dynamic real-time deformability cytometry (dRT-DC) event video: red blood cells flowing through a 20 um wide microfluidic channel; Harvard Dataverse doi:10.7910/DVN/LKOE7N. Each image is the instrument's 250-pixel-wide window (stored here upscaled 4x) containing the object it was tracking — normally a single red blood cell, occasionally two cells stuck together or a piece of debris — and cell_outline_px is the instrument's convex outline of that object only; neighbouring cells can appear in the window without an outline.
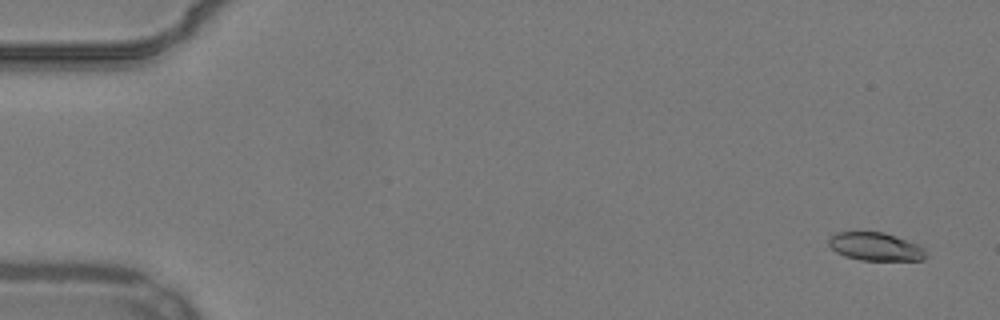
{"species": "common noctule bat (a hibernating species)", "species_latin": "Nyctalus noctula", "temperature_condition": "warm", "stored_images_in_passage": 55, "camera_frame_rate_fps": 3000, "um_per_image_px": 0.085, "animal": {"sex": "male", "body_mass_g": 19.2, "forearm_length_mm": 51.8}, "frame": {"image": 1, "passage_image": 3, "time_ms": 0.667, "image_size_px": [1000, 320], "cell_outline_px": [[924, 260], [860, 260], [844, 256], [836, 252], [828, 244], [828, 240], [836, 232], [884, 232], [916, 244], [924, 248]], "centroid_in_image_um": [74.37, 20.96], "position_along_channel_um": 10.6, "area_um2": 15.72}}
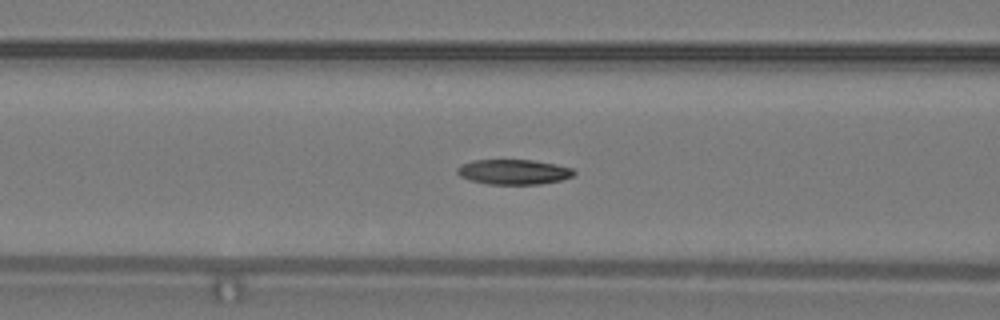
{"frame": {"image": 2, "passage_image": 23, "time_ms": 7.333, "image_size_px": [1000, 320], "cell_outline_px": [[576, 172], [572, 176], [560, 180], [540, 184], [488, 184], [472, 180], [460, 176], [456, 172], [456, 168], [460, 164], [476, 160], [532, 160], [556, 164], [572, 168]], "centroid_in_image_um": [43.65, 14.61], "position_along_channel_um": 123.0, "area_um2": 16.94}}
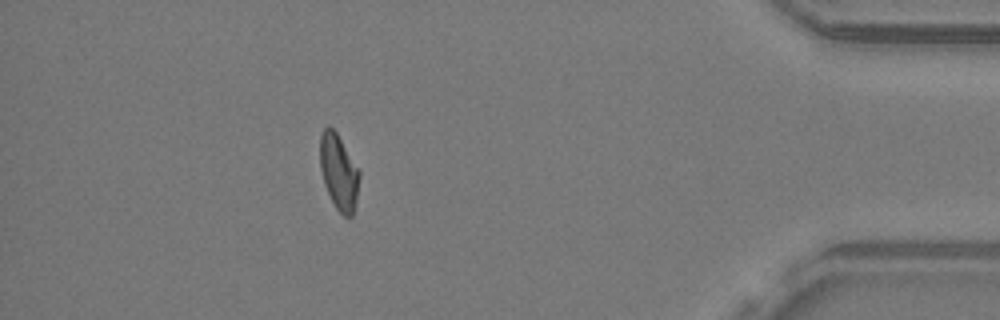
{"frame": {"image": 3, "passage_image": 49, "time_ms": 16.0, "image_size_px": [1000, 320], "cell_outline_px": [[360, 176], [356, 200], [352, 216], [344, 216], [336, 208], [324, 184], [320, 168], [320, 136], [324, 128], [328, 124], [336, 132], [360, 172]], "centroid_in_image_um": [28.78, 14.61], "position_along_channel_um": 406.4, "area_um2": 17.05}, "authors_computed_cell_mechanics": {"area_um2": 17.1666, "velocity_mm_per_s": 3.8384, "shape_relaxation_time_tau1_ms": 10.5048, "shape_relaxation_time_tau2_ms": 4.7146, "deformation_change_tau1": 0.233, "deformation_change_tau2": 0.1071}}